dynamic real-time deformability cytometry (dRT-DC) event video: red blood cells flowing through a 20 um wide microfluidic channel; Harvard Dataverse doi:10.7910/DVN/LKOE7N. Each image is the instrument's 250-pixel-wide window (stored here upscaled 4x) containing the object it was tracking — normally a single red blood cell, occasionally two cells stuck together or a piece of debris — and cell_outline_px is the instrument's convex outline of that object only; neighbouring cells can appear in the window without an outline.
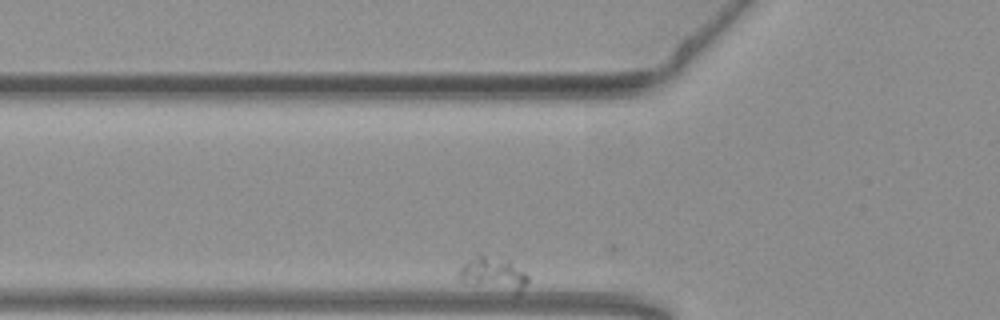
{"species": "common noctule bat (a hibernating species)", "species_latin": "Nyctalus noctula", "temperature_condition": "warm", "stored_images_in_passage": 46, "camera_frame_rate_fps": 3000, "um_per_image_px": 0.085, "animal": {"sex": "female", "body_mass_g": 19.3, "forearm_length_mm": 54.1}, "frame": {"image": 1, "passage_image": 10, "time_ms": 3.0, "image_size_px": [1000, 320], "cell_outline_px": [[528, 280], [520, 292], [516, 296], [464, 284], [456, 276], [456, 272], [476, 252], [480, 252], [508, 260], [524, 272], [528, 276]], "centroid_in_image_um": [41.87, 23.32], "position_along_channel_um": 83.9, "area_um2": 14.57}}
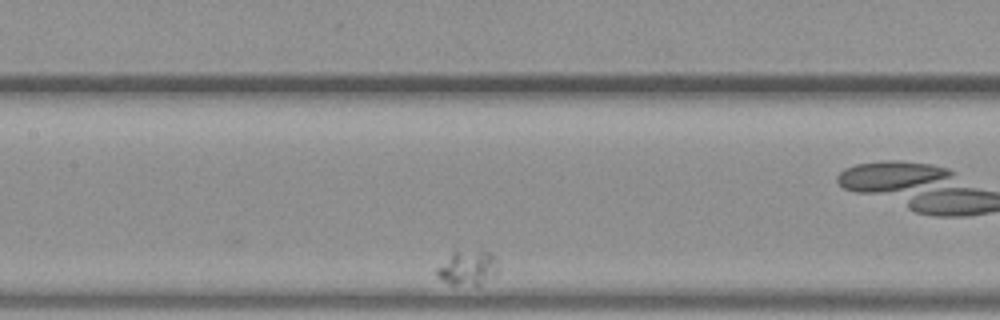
{"frame": {"image": 2, "passage_image": 21, "time_ms": 6.667, "image_size_px": [1000, 320], "cell_outline_px": [[500, 268], [496, 276], [480, 284], [448, 284], [436, 276], [436, 268], [452, 252], [488, 252], [496, 256]], "centroid_in_image_um": [39.79, 22.78], "position_along_channel_um": 167.6, "area_um2": 12.31}}